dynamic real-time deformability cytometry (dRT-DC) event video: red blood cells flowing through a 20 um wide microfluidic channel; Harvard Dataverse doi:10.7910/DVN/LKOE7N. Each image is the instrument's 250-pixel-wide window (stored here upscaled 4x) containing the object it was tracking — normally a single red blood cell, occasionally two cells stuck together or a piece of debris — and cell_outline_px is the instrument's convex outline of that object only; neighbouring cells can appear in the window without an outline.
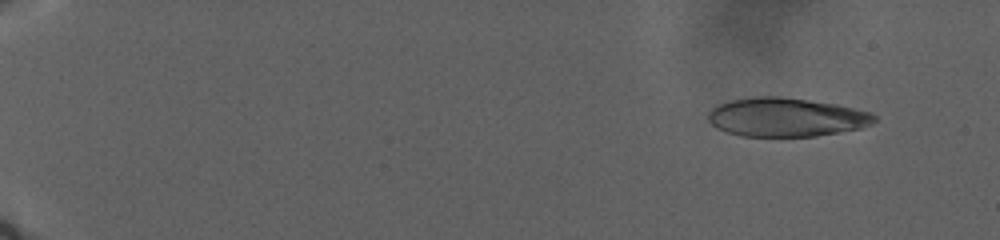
{"species": "human", "species_latin": "Homo sapiens", "temperature_condition": "warm", "stored_images_in_passage": 121, "camera_frame_rate_fps": 3000, "um_per_image_px": 0.085, "donor": {"sex": "male"}, "frame": {"image": 1, "passage_image": 12, "time_ms": 3.667, "image_size_px": [1000, 240], "cell_outline_px": [[876, 120], [872, 124], [860, 128], [816, 136], [740, 136], [716, 128], [708, 120], [708, 112], [716, 104], [728, 100], [752, 96], [780, 96], [836, 104], [872, 112], [876, 116]], "centroid_in_image_um": [66.79, 9.95], "position_along_channel_um": 18.2, "area_um2": 37.8}}
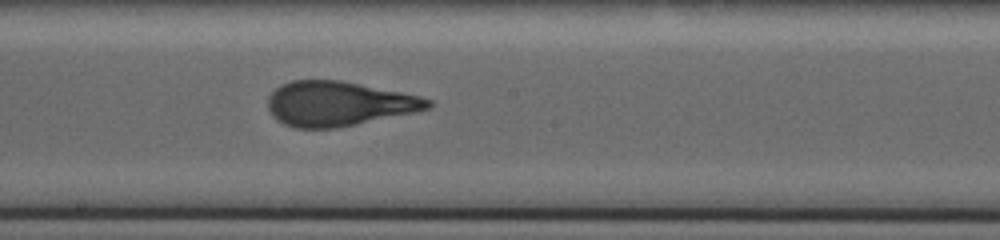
{"frame": {"image": 2, "passage_image": 75, "time_ms": 24.667, "image_size_px": [1000, 240], "cell_outline_px": [[432, 108], [416, 112], [336, 128], [296, 128], [284, 124], [276, 120], [272, 116], [268, 108], [268, 96], [280, 84], [292, 80], [340, 80], [420, 96], [432, 100]], "centroid_in_image_um": [28.76, 8.82], "position_along_channel_um": 219.4, "area_um2": 41.67}}
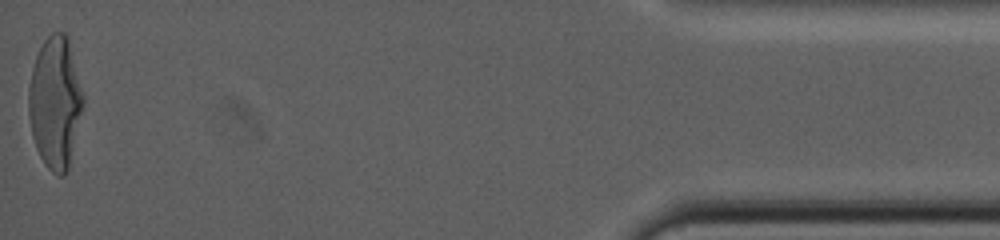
{"frame": {"image": 3, "passage_image": 121, "time_ms": 40.0, "image_size_px": [1000, 240], "cell_outline_px": [[84, 104], [68, 168], [64, 176], [56, 176], [44, 164], [36, 148], [32, 136], [28, 112], [28, 88], [32, 68], [36, 56], [44, 40], [52, 32], [64, 32], [68, 36], [84, 96]], "centroid_in_image_um": [4.69, 8.71], "position_along_channel_um": 430.5, "area_um2": 42.02}}